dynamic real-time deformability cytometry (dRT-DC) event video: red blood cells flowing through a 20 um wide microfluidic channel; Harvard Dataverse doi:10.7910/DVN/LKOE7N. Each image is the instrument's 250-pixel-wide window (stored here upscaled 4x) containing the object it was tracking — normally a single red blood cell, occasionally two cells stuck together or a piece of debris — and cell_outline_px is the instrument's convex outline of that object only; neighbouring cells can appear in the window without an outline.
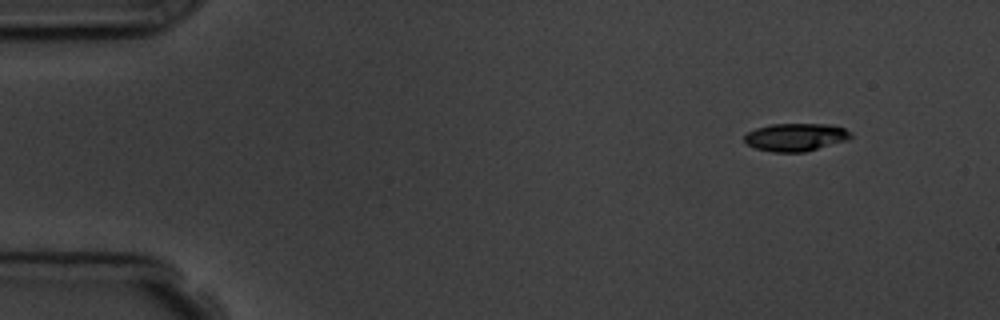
{"species": "common noctule bat (a hibernating species)", "species_latin": "Nyctalus noctula", "temperature_condition": "room temperature", "stored_images_in_passage": 5, "segment_of_instrument_passage": [1, 2], "camera_frame_rate_fps": 3000, "um_per_image_px": 0.085, "animal": {"sex": "male", "body_mass_g": 19.5, "forearm_length_mm": 54.6}, "frame": {"image": 1, "passage_image": 1, "time_ms": 0.0, "image_size_px": [1000, 320], "cell_outline_px": [[852, 136], [848, 140], [804, 152], [772, 152], [756, 148], [748, 144], [744, 140], [744, 136], [748, 132], [756, 128], [772, 124], [828, 124], [844, 128], [852, 132]], "centroid_in_image_um": [67.65, 11.66], "position_along_channel_um": 17.3, "area_um2": 17.22}}
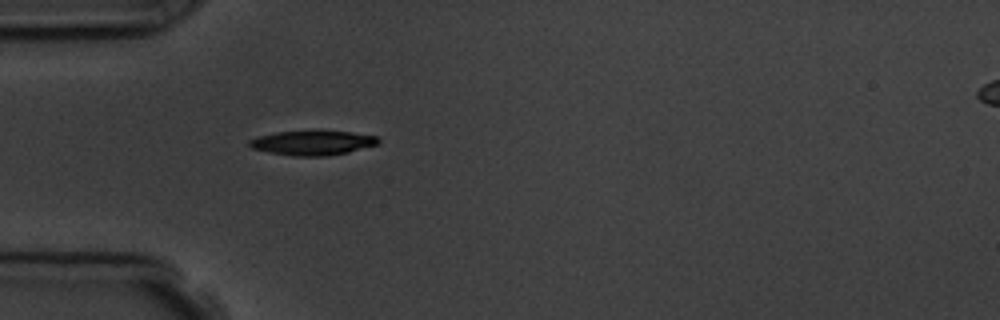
{"frame": {"image": 2, "passage_image": 4, "time_ms": 3.667, "image_size_px": [1000, 320], "cell_outline_px": [[380, 144], [348, 152], [328, 156], [292, 156], [252, 148], [248, 144], [248, 140], [260, 136], [276, 132], [352, 132], [376, 136], [380, 140]], "centroid_in_image_um": [26.61, 12.16], "position_along_channel_um": 58.4, "area_um2": 18.03}}